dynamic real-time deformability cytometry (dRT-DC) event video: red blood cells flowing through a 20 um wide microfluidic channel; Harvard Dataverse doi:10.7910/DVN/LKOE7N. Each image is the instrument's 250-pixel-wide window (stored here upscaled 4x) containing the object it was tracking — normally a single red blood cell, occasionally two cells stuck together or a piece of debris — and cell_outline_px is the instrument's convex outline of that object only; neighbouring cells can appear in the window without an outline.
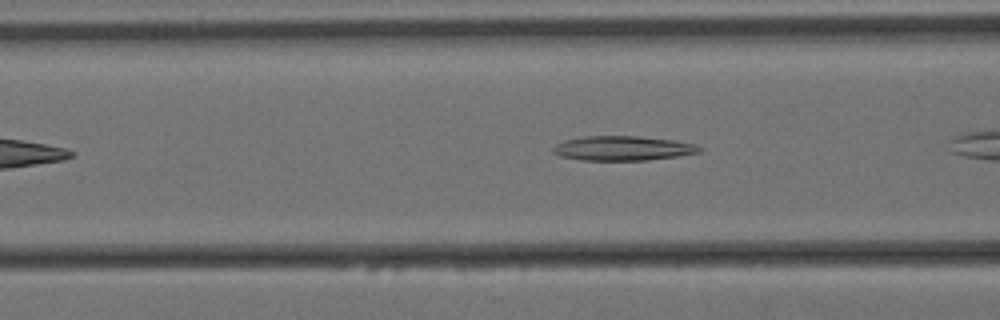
{"species": "Egyptian fruit bat (a non-hibernating species)", "species_latin": "Rousettus aegyptiacus", "temperature_condition": "cold", "stored_images_in_passage": 29, "camera_frame_rate_fps": 3000, "um_per_image_px": 0.085, "animal": {"sex": "female"}, "frame": {"image": 1, "passage_image": 5, "time_ms": 1.333, "image_size_px": [1000, 320], "cell_outline_px": [[704, 148], [700, 152], [680, 156], [648, 160], [580, 160], [560, 156], [552, 152], [552, 148], [556, 144], [564, 140], [584, 136], [636, 136], [672, 140], [696, 144]], "centroid_in_image_um": [52.94, 12.6], "position_along_channel_um": 113.7, "area_um2": 21.04}}
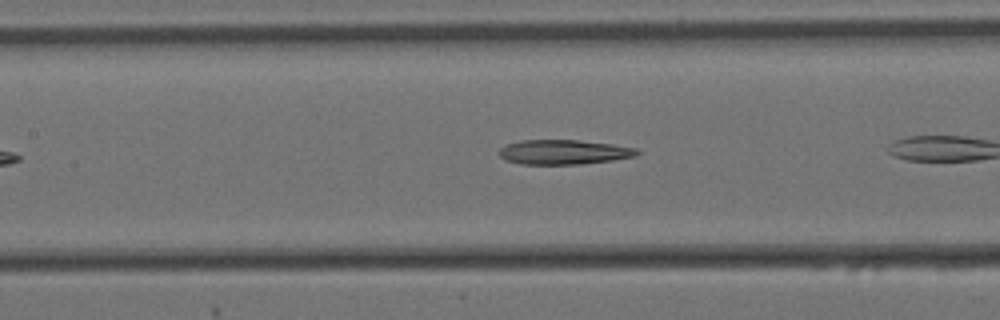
{"frame": {"image": 2, "passage_image": 9, "time_ms": 2.667, "image_size_px": [1000, 320], "cell_outline_px": [[640, 152], [636, 156], [612, 160], [580, 164], [520, 164], [504, 160], [496, 152], [500, 148], [508, 144], [520, 140], [576, 140], [612, 144], [636, 148]], "centroid_in_image_um": [47.88, 12.93], "position_along_channel_um": 159.5, "area_um2": 19.83}}